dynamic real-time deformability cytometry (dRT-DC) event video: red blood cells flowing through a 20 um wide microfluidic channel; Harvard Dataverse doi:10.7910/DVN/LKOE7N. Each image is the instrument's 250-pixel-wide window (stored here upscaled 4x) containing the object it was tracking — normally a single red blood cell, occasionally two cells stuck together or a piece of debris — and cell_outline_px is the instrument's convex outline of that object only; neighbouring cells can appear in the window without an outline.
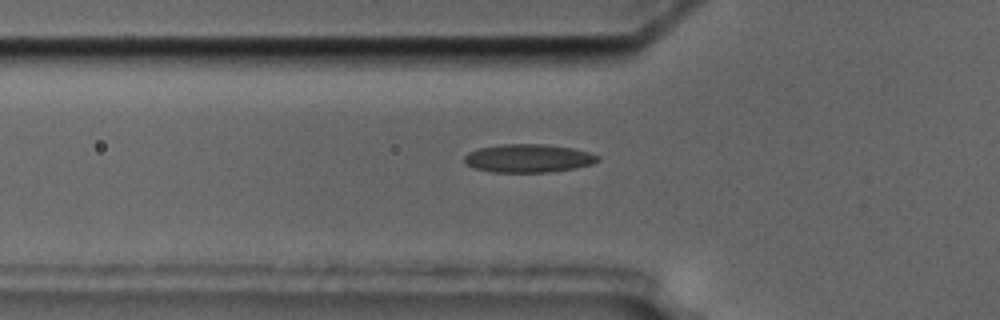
{"species": "common noctule bat (a hibernating species)", "species_latin": "Nyctalus noctula", "temperature_condition": "cold", "stored_images_in_passage": 41, "camera_frame_rate_fps": 3000, "um_per_image_px": 0.085, "animal": {"sex": "male", "body_mass_g": 17.5, "forearm_length_mm": 52.3}, "frame": {"image": 1, "passage_image": 4, "time_ms": 1.0, "image_size_px": [1000, 320], "cell_outline_px": [[600, 160], [592, 164], [576, 168], [548, 172], [492, 172], [476, 168], [464, 164], [464, 156], [468, 152], [480, 148], [500, 144], [544, 144], [572, 148], [588, 152], [600, 156]], "centroid_in_image_um": [44.91, 13.45], "position_along_channel_um": 80.9, "area_um2": 22.02}}
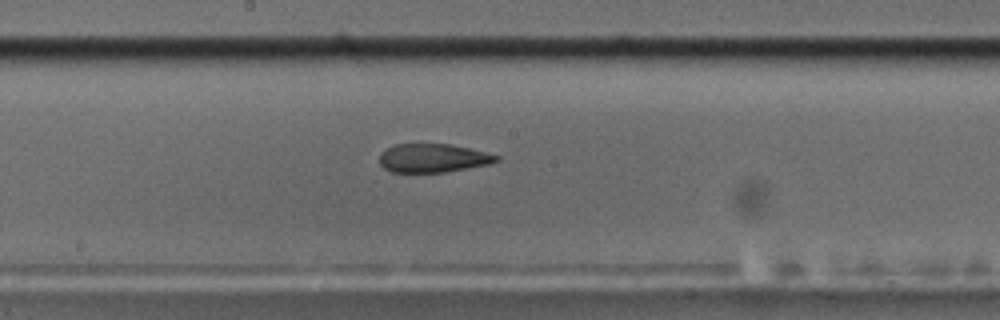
{"frame": {"image": 2, "passage_image": 15, "time_ms": 4.667, "image_size_px": [1000, 320], "cell_outline_px": [[500, 160], [488, 164], [444, 172], [392, 172], [384, 168], [380, 164], [380, 152], [396, 144], [448, 144], [468, 148], [500, 156]], "centroid_in_image_um": [36.78, 13.44], "position_along_channel_um": 211.4, "area_um2": 19.25}}
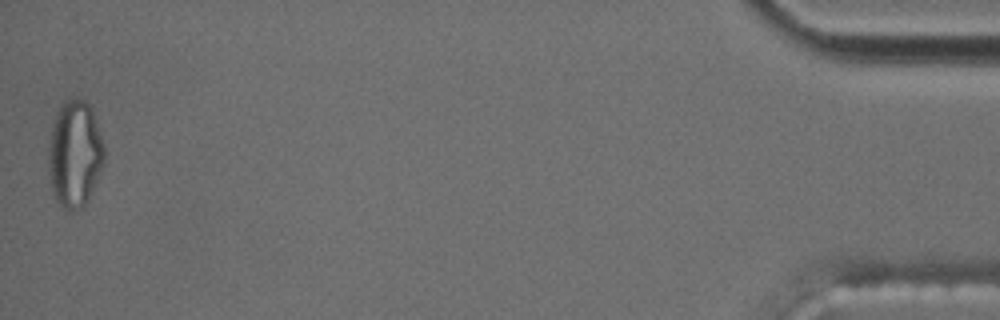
{"frame": {"image": 3, "passage_image": 41, "time_ms": 13.333, "image_size_px": [1000, 320], "cell_outline_px": [[104, 164], [88, 200], [80, 208], [68, 212], [56, 200], [52, 188], [52, 132], [56, 116], [64, 100], [68, 96], [80, 96], [92, 108], [104, 148]], "centroid_in_image_um": [6.43, 13.04], "position_along_channel_um": 428.8, "area_um2": 33.58}, "authors_computed_cell_mechanics": {"area_um2": 21.5016, "velocity_mm_per_s": 3.5563, "shape_relaxation_time_tau1_ms": null, "shape_relaxation_time_tau2_ms": 3.8652, "deformation_change_tau1": null, "deformation_change_tau2": 0.1088}}